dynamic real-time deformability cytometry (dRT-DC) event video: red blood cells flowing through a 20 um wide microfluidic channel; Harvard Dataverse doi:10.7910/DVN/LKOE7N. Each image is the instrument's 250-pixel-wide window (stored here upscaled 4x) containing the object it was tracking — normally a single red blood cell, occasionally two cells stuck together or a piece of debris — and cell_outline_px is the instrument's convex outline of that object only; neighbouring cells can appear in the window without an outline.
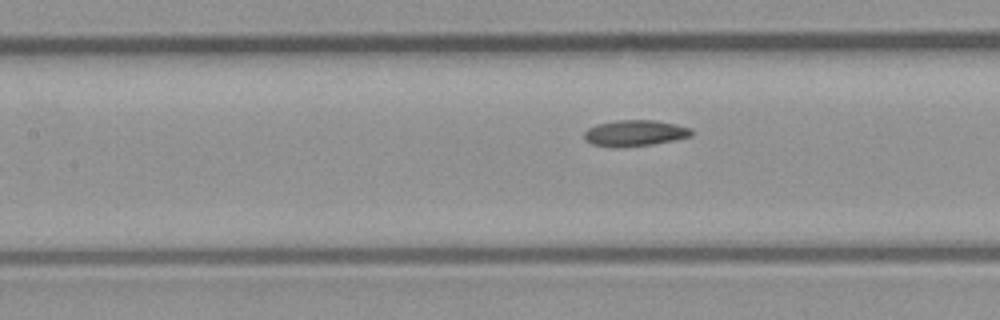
{"species": "common noctule bat (a hibernating species)", "species_latin": "Nyctalus noctula", "temperature_condition": "room temperature", "stored_images_in_passage": 8, "camera_frame_rate_fps": 3000, "um_per_image_px": 0.085, "animal": {"sex": "male", "body_mass_g": 23.1, "forearm_length_mm": 52.7}, "frame": {"image": 1, "passage_image": 8, "time_ms": 2.333, "image_size_px": [1000, 320], "cell_outline_px": [[692, 136], [652, 144], [624, 148], [612, 148], [592, 144], [584, 140], [584, 132], [588, 128], [596, 124], [616, 120], [656, 120], [676, 124], [692, 128]], "centroid_in_image_um": [53.92, 11.32], "position_along_channel_um": 153.5, "area_um2": 16.59}}